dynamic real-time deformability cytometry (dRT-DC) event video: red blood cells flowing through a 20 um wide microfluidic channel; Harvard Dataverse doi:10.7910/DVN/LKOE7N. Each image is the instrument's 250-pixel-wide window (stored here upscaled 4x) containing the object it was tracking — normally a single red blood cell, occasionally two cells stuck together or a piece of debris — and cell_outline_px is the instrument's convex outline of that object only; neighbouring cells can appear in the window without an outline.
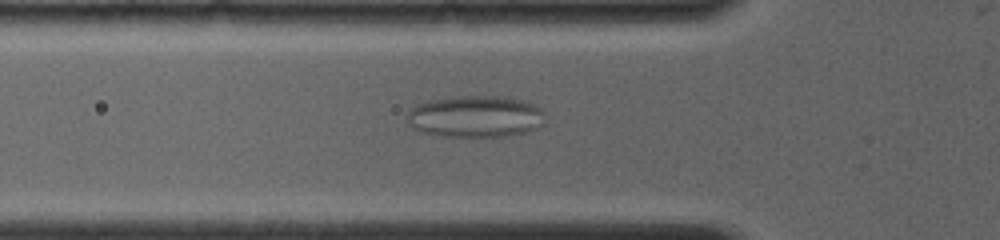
{"species": "common noctule bat (a hibernating species)", "species_latin": "Nyctalus noctula", "temperature_condition": "room temperature", "stored_images_in_passage": 28, "camera_frame_rate_fps": 4000, "um_per_image_px": 0.085, "animal": {"sex": "female", "body_mass_g": 19.0, "forearm_length_mm": 56.7}, "frame": {"image": 1, "passage_image": 2, "time_ms": 0.5, "image_size_px": [1000, 240], "cell_outline_px": [[544, 124], [540, 128], [528, 132], [508, 136], [444, 136], [420, 132], [412, 128], [408, 124], [408, 112], [416, 104], [432, 100], [464, 96], [508, 96], [524, 100], [536, 104], [544, 112]], "centroid_in_image_um": [40.48, 9.9], "position_along_channel_um": 85.3, "area_um2": 33.93}}
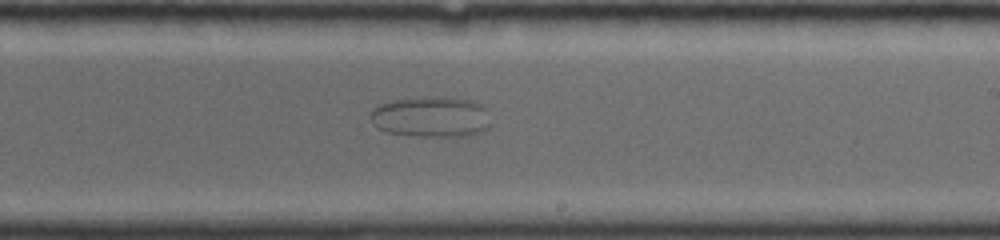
{"frame": {"image": 2, "passage_image": 13, "time_ms": 5.0, "image_size_px": [1000, 240], "cell_outline_px": [[492, 124], [484, 132], [468, 136], [416, 136], [388, 132], [380, 128], [372, 120], [372, 108], [380, 104], [392, 100], [472, 100], [484, 104], [488, 108]], "centroid_in_image_um": [36.77, 9.99], "position_along_channel_um": 252.2, "area_um2": 27.74}}
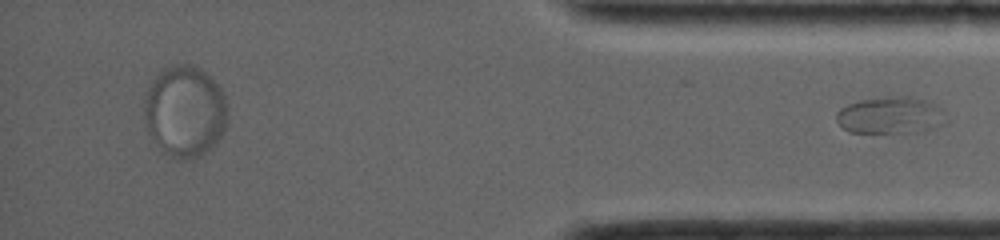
{"frame": {"image": 3, "passage_image": 28, "time_ms": 10.5, "image_size_px": [1000, 240], "cell_outline_px": [[948, 124], [916, 132], [848, 132], [836, 120], [836, 112], [840, 108], [848, 104], [860, 100], [888, 96], [908, 96], [924, 100], [940, 108], [948, 120]], "centroid_in_image_um": [75.69, 9.8], "position_along_channel_um": 359.5, "area_um2": 23.58}}